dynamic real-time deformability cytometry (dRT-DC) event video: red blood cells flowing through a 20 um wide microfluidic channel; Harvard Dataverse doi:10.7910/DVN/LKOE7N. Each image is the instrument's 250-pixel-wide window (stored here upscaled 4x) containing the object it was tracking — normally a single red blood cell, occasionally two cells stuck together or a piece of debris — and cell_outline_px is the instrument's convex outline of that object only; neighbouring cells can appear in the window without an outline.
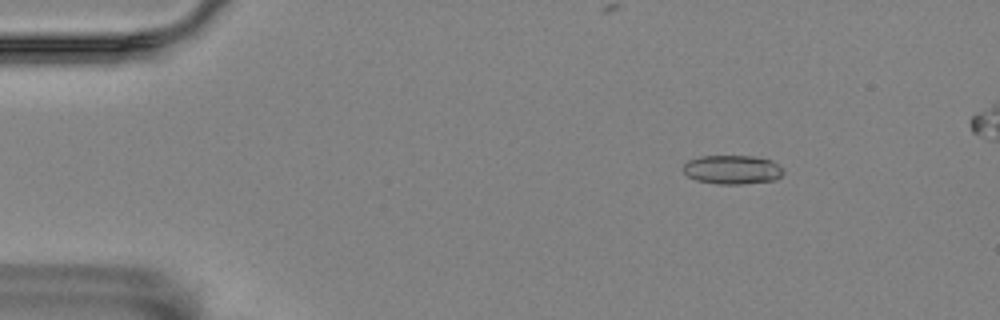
{"species": "Egyptian fruit bat (a non-hibernating species)", "species_latin": "Rousettus aegyptiacus", "temperature_condition": "room temperature", "stored_images_in_passage": 53, "camera_frame_rate_fps": 3000, "um_per_image_px": 0.085, "animal": {"sex": "female"}, "frame": {"image": 1, "passage_image": 6, "time_ms": 1.667, "image_size_px": [1000, 320], "cell_outline_px": [[784, 172], [776, 180], [740, 184], [720, 184], [696, 180], [688, 176], [684, 172], [684, 164], [688, 160], [700, 156], [752, 156], [772, 160]], "centroid_in_image_um": [62.23, 14.42], "position_along_channel_um": 22.8, "area_um2": 16.76}}
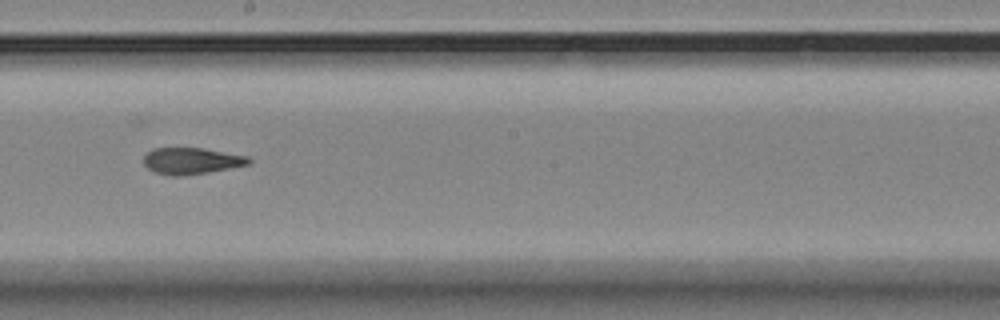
{"frame": {"image": 2, "passage_image": 30, "time_ms": 9.667, "image_size_px": [1000, 320], "cell_outline_px": [[252, 160], [248, 164], [208, 172], [180, 176], [172, 176], [156, 172], [148, 168], [144, 164], [144, 156], [152, 148], [200, 148], [248, 156]], "centroid_in_image_um": [16.25, 13.67], "position_along_channel_um": 232.0, "area_um2": 15.95}}
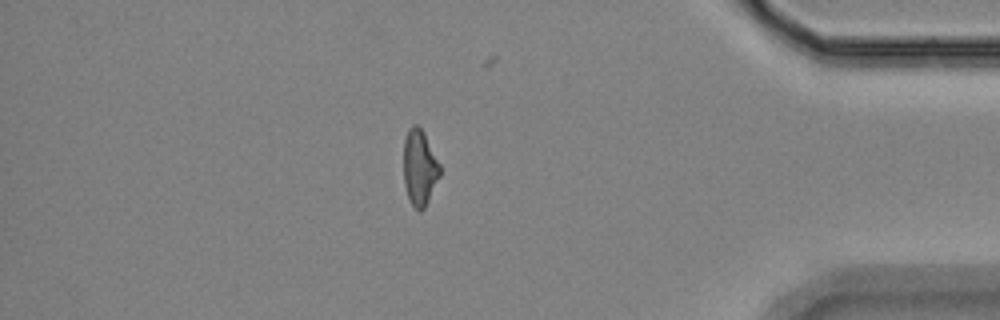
{"frame": {"image": 3, "passage_image": 47, "time_ms": 15.333, "image_size_px": [1000, 320], "cell_outline_px": [[440, 176], [424, 208], [420, 212], [412, 204], [408, 196], [404, 184], [404, 140], [408, 128], [412, 124], [416, 124], [424, 132], [440, 164]], "centroid_in_image_um": [35.66, 14.21], "position_along_channel_um": 399.5, "area_um2": 15.95}}